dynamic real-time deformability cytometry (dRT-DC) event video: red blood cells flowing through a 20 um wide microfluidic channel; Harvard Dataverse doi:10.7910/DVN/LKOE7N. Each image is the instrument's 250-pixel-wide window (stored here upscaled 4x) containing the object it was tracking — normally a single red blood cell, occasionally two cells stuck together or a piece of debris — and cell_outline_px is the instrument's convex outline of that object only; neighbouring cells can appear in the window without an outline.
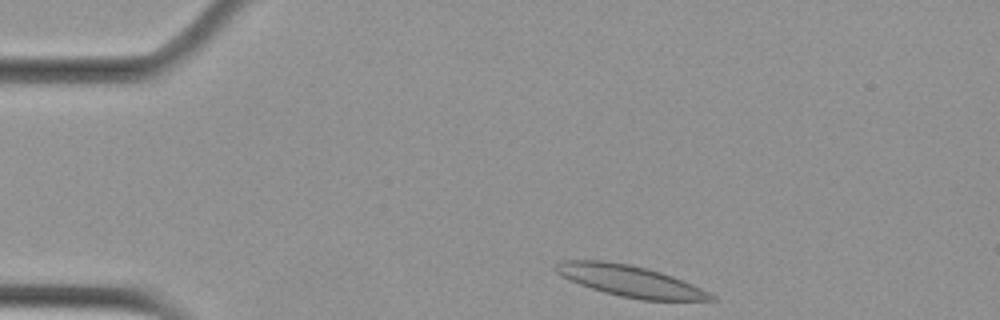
{"species": "Egyptian fruit bat (a non-hibernating species)", "species_latin": "Rousettus aegyptiacus", "temperature_condition": "cold", "stored_images_in_passage": 3, "camera_frame_rate_fps": 3000, "um_per_image_px": 0.085, "animal": {"sex": "female"}, "frame": {"image": 1, "passage_image": 1, "time_ms": 0.0, "image_size_px": [1000, 320], "cell_outline_px": [[716, 300], [640, 300], [620, 296], [604, 292], [568, 280], [556, 272], [552, 268], [560, 260], [604, 260], [628, 264], [648, 268], [672, 276], [692, 284], [716, 296]], "centroid_in_image_um": [53.51, 23.87], "position_along_channel_um": 31.5, "area_um2": 28.21}}
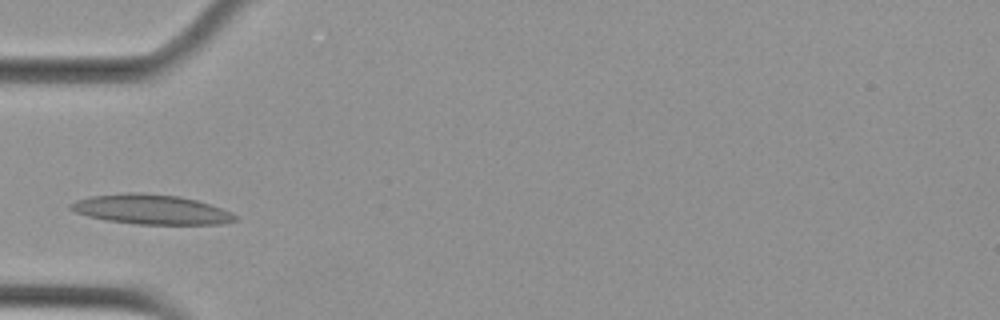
{"frame": {"image": 2, "passage_image": 3, "time_ms": 0.667, "image_size_px": [1000, 320], "cell_outline_px": [[240, 216], [236, 220], [216, 224], [136, 224], [108, 220], [88, 216], [76, 212], [68, 208], [68, 204], [76, 200], [92, 196], [124, 192], [144, 192], [180, 196], [212, 204], [232, 212]], "centroid_in_image_um": [12.87, 17.78], "position_along_channel_um": 72.1, "area_um2": 28.67}}